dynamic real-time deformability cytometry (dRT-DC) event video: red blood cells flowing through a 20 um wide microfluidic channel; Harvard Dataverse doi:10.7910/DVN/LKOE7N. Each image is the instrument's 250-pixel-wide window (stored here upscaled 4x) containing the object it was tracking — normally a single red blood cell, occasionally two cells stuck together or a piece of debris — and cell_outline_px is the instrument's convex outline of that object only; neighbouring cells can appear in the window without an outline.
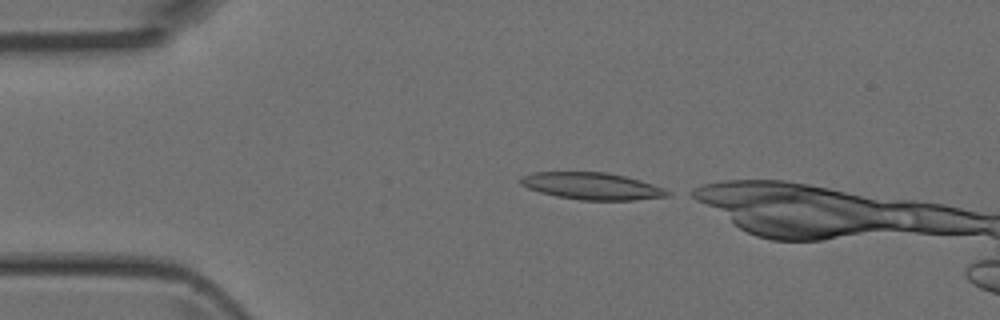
{"species": "Egyptian fruit bat (a non-hibernating species)", "species_latin": "Rousettus aegyptiacus", "temperature_condition": "room temperature", "stored_images_in_passage": 6, "camera_frame_rate_fps": 3000, "um_per_image_px": 0.085, "animal": {"sex": "female"}, "frame": {"image": 1, "passage_image": 1, "time_ms": 0.0, "image_size_px": [1000, 320], "cell_outline_px": [[672, 196], [632, 200], [580, 200], [556, 196], [540, 192], [528, 188], [520, 184], [520, 176], [536, 172], [604, 172], [624, 176], [640, 180], [664, 188], [672, 192]], "centroid_in_image_um": [50.33, 15.82], "position_along_channel_um": 34.7, "area_um2": 23.12}}